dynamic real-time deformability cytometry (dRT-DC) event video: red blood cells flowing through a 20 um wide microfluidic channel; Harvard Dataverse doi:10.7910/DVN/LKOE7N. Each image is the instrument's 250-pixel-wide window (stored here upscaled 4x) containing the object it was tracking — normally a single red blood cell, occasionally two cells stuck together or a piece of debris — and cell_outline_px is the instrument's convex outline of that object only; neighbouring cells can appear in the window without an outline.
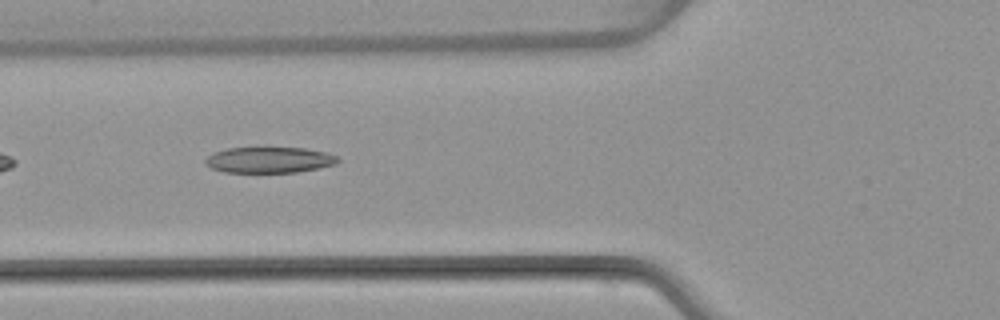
{"species": "common noctule bat (a hibernating species)", "species_latin": "Nyctalus noctula", "temperature_condition": "warm", "stored_images_in_passage": 4, "camera_frame_rate_fps": 3000, "um_per_image_px": 0.085, "animal": {"sex": "female", "body_mass_g": 22.7, "forearm_length_mm": 54.2}, "frame": {"image": 1, "passage_image": 3, "time_ms": 2.333, "image_size_px": [1000, 320], "cell_outline_px": [[340, 160], [336, 164], [320, 168], [296, 172], [224, 172], [212, 168], [204, 164], [204, 160], [212, 152], [228, 148], [304, 148], [328, 152], [336, 156]], "centroid_in_image_um": [22.89, 13.59], "position_along_channel_um": 102.9, "area_um2": 20.06}}
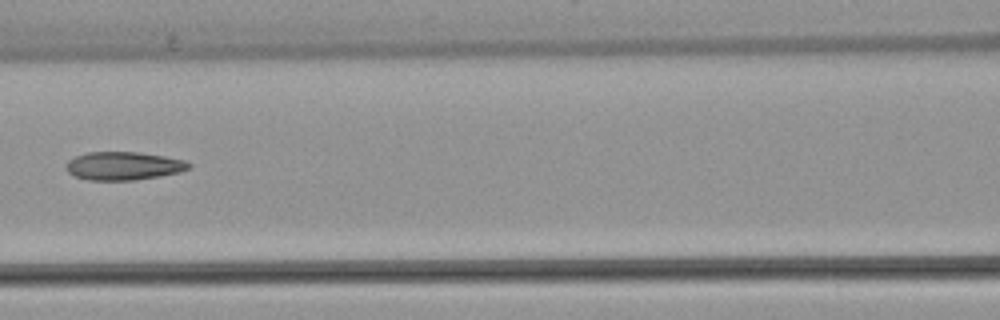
{"frame": {"image": 2, "passage_image": 4, "time_ms": 3.667, "image_size_px": [1000, 320], "cell_outline_px": [[192, 168], [180, 172], [160, 176], [136, 180], [88, 180], [76, 176], [68, 172], [64, 168], [64, 164], [68, 160], [76, 156], [88, 152], [136, 152], [164, 156], [184, 160], [192, 164]], "centroid_in_image_um": [10.5, 14.1], "position_along_channel_um": 156.1, "area_um2": 20.35}}